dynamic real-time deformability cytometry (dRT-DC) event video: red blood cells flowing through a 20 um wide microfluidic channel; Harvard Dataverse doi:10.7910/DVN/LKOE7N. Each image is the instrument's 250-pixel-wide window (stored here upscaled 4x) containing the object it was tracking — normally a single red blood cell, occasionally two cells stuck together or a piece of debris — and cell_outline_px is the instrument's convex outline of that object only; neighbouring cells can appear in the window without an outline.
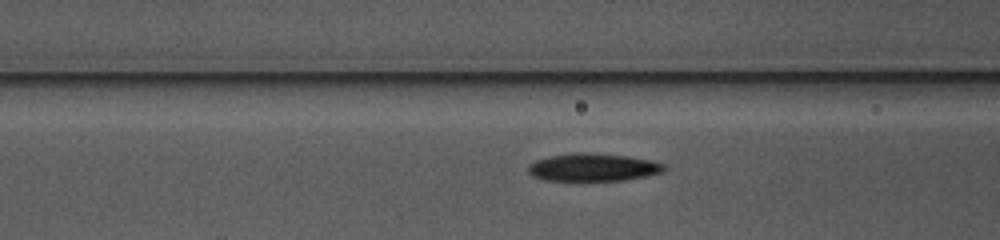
{"species": "common noctule bat (a hibernating species)", "species_latin": "Nyctalus noctula", "temperature_condition": "warm", "stored_images_in_passage": 46, "camera_frame_rate_fps": 3000, "um_per_image_px": 0.085, "animal": {"sex": "female", "body_mass_g": 10.0, "forearm_length_mm": 53.1}, "frame": {"image": 1, "passage_image": 17, "time_ms": 5.333, "image_size_px": [1000, 240], "cell_outline_px": [[668, 168], [664, 172], [624, 180], [576, 184], [544, 180], [532, 176], [528, 172], [528, 168], [536, 160], [548, 156], [584, 152], [628, 156], [652, 160], [664, 164]], "centroid_in_image_um": [50.4, 14.28], "position_along_channel_um": 116.2, "area_um2": 23.0}}
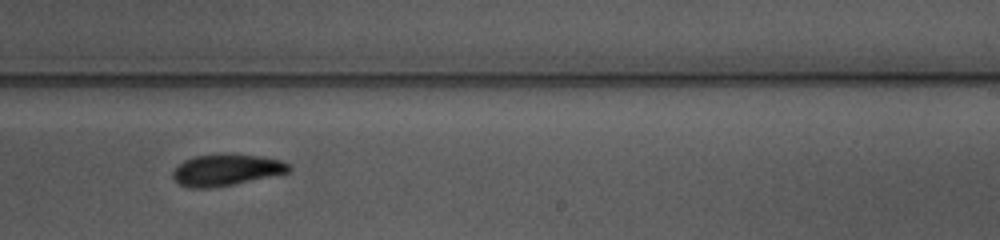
{"frame": {"image": 2, "passage_image": 29, "time_ms": 9.333, "image_size_px": [1000, 240], "cell_outline_px": [[292, 168], [288, 172], [232, 184], [212, 188], [188, 188], [180, 184], [172, 176], [172, 172], [184, 160], [196, 156], [260, 156], [284, 160]], "centroid_in_image_um": [19.23, 14.47], "position_along_channel_um": 269.8, "area_um2": 20.46}}
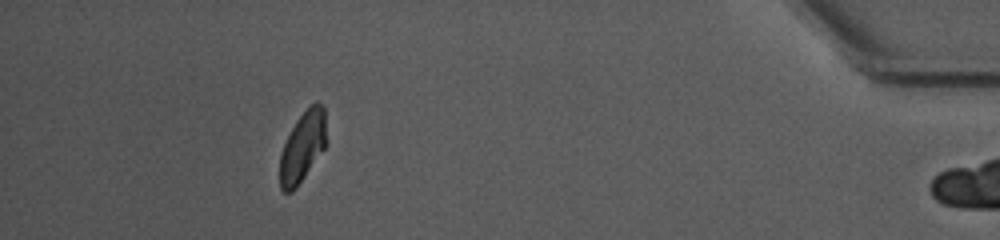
{"frame": {"image": 3, "passage_image": 45, "time_ms": 14.667, "image_size_px": [1000, 240], "cell_outline_px": [[324, 148], [296, 188], [292, 192], [284, 192], [280, 188], [280, 156], [284, 144], [296, 120], [316, 100], [324, 108]], "centroid_in_image_um": [25.68, 12.51], "position_along_channel_um": 409.5, "area_um2": 18.38}, "authors_computed_cell_mechanics": {"area_um2": 20.9236, "velocity_mm_per_s": 3.8393, "shape_relaxation_time_tau1_ms": 1.9124, "shape_relaxation_time_tau2_ms": 3.596, "deformation_change_tau1": 0.1214, "deformation_change_tau2": 0.0983}}